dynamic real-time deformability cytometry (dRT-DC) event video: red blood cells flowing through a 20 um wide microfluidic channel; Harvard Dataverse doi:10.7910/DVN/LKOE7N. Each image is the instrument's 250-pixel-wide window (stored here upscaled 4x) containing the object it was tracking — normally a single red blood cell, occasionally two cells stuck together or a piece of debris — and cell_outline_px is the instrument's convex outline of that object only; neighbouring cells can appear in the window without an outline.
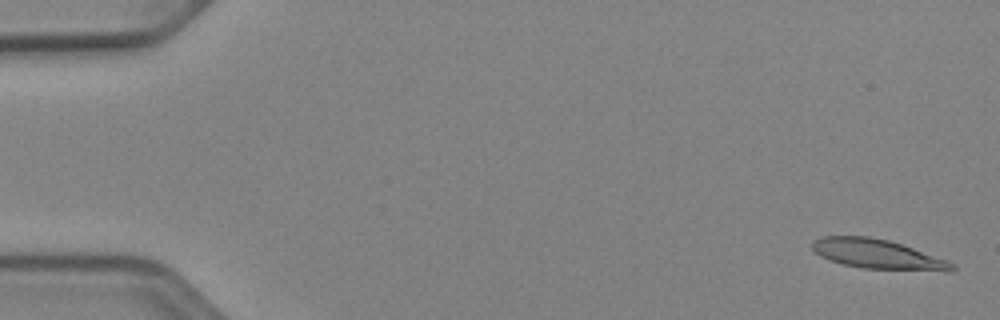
{"species": "Egyptian fruit bat (a non-hibernating species)", "species_latin": "Rousettus aegyptiacus", "temperature_condition": "cold", "stored_images_in_passage": 14, "camera_frame_rate_fps": 3000, "um_per_image_px": 0.085, "animal": {"sex": "female"}, "frame": {"image": 1, "passage_image": 2, "time_ms": 0.333, "image_size_px": [1000, 320], "cell_outline_px": [[956, 268], [952, 272], [948, 272], [860, 268], [840, 264], [820, 256], [812, 248], [812, 240], [820, 236], [868, 236], [888, 240], [912, 248], [956, 264]], "centroid_in_image_um": [74.58, 21.62], "position_along_channel_um": 10.4, "area_um2": 24.22}}
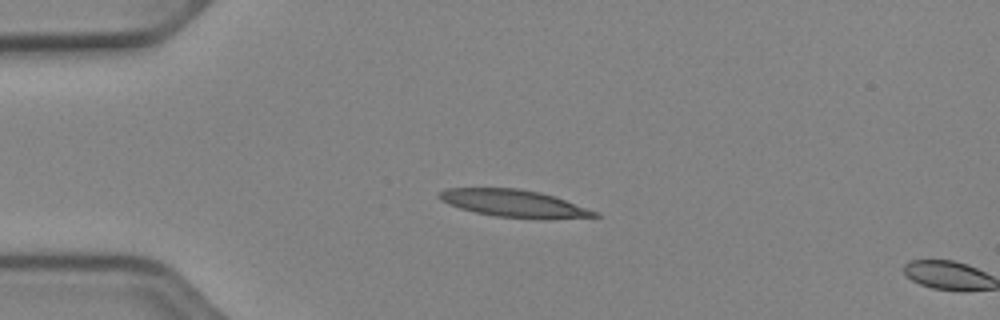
{"frame": {"image": 2, "passage_image": 13, "time_ms": 4.0, "image_size_px": [1000, 320], "cell_outline_px": [[600, 216], [540, 220], [496, 216], [476, 212], [460, 208], [440, 200], [436, 196], [436, 192], [444, 188], [520, 188], [540, 192], [556, 196], [600, 212]], "centroid_in_image_um": [43.72, 17.29], "position_along_channel_um": 41.3, "area_um2": 25.26}}